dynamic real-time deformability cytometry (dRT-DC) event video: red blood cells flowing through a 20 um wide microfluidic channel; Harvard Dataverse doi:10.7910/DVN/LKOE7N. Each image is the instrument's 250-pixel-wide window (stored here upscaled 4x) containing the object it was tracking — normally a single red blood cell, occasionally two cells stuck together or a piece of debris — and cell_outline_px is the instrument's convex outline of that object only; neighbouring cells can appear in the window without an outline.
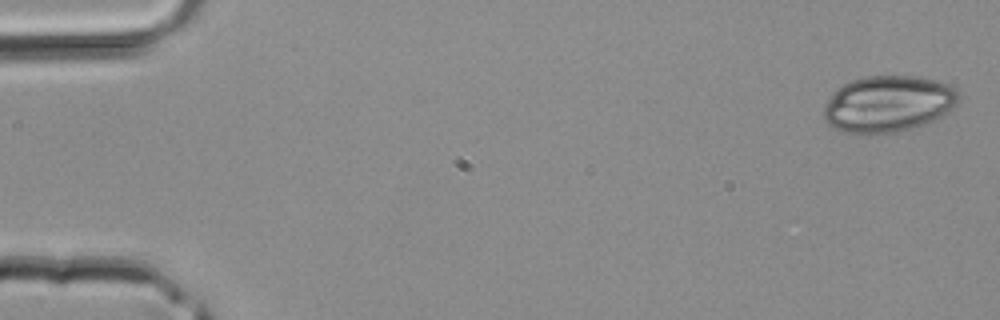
{"species": "common noctule bat (a hibernating species)", "species_latin": "Nyctalus noctula", "temperature_condition": "room temperature", "stored_images_in_passage": 24, "camera_frame_rate_fps": 3000, "um_per_image_px": 0.085, "animal": {"sex": "male", "body_mass_g": 20.4}, "frame": {"image": 1, "passage_image": 1, "time_ms": 0.0, "image_size_px": [1000, 320], "cell_outline_px": [[960, 100], [952, 108], [940, 116], [924, 124], [892, 132], [844, 132], [832, 128], [824, 120], [824, 104], [832, 92], [836, 88], [852, 80], [868, 76], [916, 76], [936, 80], [956, 88], [960, 92]], "centroid_in_image_um": [75.48, 8.8], "position_along_channel_um": 9.5, "area_um2": 44.04}}
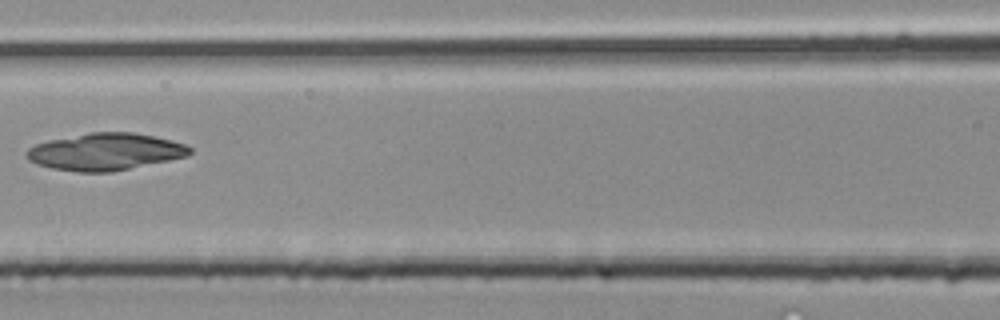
{"frame": {"image": 2, "passage_image": 18, "time_ms": 5.667, "image_size_px": [1000, 320], "cell_outline_px": [[192, 152], [188, 156], [112, 172], [76, 172], [52, 168], [36, 164], [28, 160], [24, 156], [24, 152], [28, 148], [36, 144], [48, 140], [88, 132], [132, 132], [172, 140], [188, 144], [192, 148]], "centroid_in_image_um": [8.93, 12.89], "position_along_channel_um": 157.7, "area_um2": 35.55}}
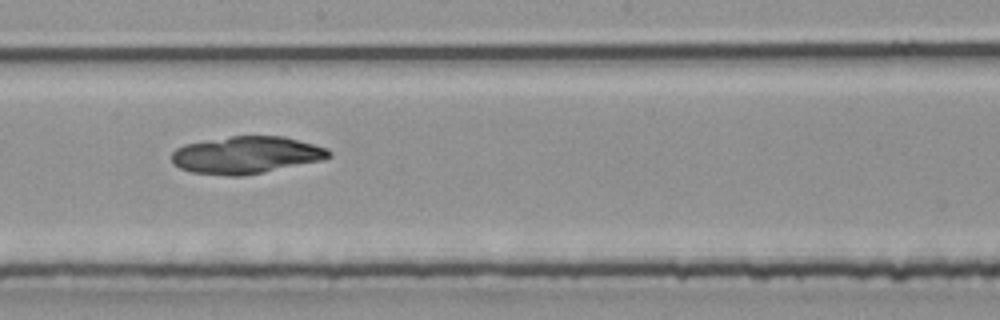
{"frame": {"image": 3, "passage_image": 22, "time_ms": 7.0, "image_size_px": [1000, 320], "cell_outline_px": [[332, 156], [324, 160], [244, 176], [228, 176], [192, 172], [180, 168], [172, 164], [172, 152], [176, 148], [184, 144], [232, 136], [284, 136], [328, 148], [332, 152]], "centroid_in_image_um": [20.95, 13.18], "position_along_channel_um": 227.2, "area_um2": 34.28}}